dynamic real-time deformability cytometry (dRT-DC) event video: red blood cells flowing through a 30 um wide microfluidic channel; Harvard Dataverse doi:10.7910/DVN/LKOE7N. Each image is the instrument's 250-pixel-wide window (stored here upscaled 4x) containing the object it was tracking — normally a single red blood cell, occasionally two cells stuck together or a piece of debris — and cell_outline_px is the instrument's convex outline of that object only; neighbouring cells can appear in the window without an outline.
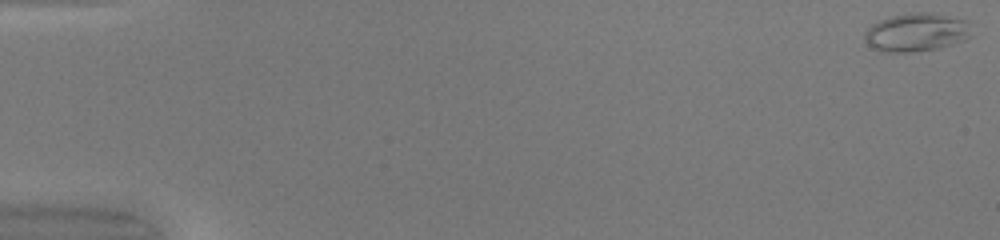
{"species": "common noctule bat (a hibernating species)", "species_latin": "Nyctalus noctula", "temperature_condition": "warm", "stored_images_in_passage": 50, "camera_frame_rate_fps": 3000, "um_per_image_px": 0.085, "animal": {"sex": "female", "body_mass_g": 20.0, "forearm_length_mm": 54.0}, "frame": {"image": 1, "passage_image": 1, "time_ms": 0.0, "image_size_px": [1000, 240], "cell_outline_px": [[968, 36], [964, 40], [940, 48], [912, 52], [884, 52], [868, 44], [864, 40], [864, 32], [872, 24], [880, 20], [892, 16], [912, 12], [932, 12], [968, 20]], "centroid_in_image_um": [77.87, 2.74], "position_along_channel_um": 7.1, "area_um2": 23.76}}
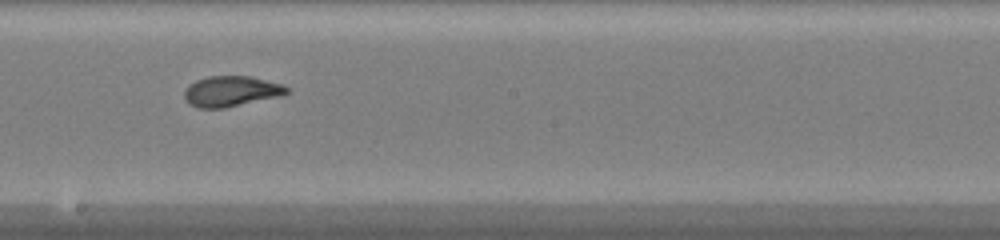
{"frame": {"image": 2, "passage_image": 29, "time_ms": 9.333, "image_size_px": [1000, 240], "cell_outline_px": [[288, 92], [284, 96], [224, 108], [196, 108], [188, 104], [184, 96], [184, 92], [188, 84], [196, 80], [208, 76], [248, 76], [280, 84], [288, 88]], "centroid_in_image_um": [19.62, 7.77], "position_along_channel_um": 228.6, "area_um2": 18.32}}
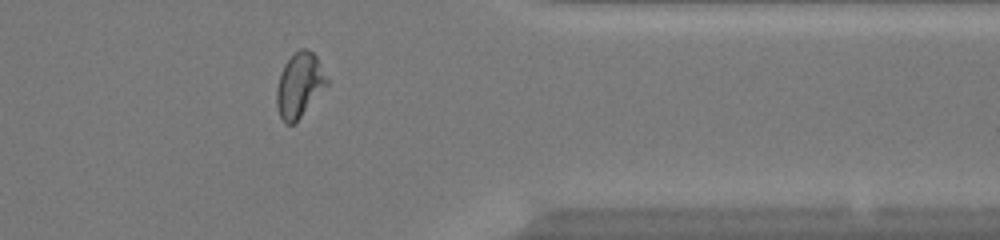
{"frame": {"image": 3, "passage_image": 41, "time_ms": 13.333, "image_size_px": [1000, 240], "cell_outline_px": [[328, 84], [296, 124], [284, 124], [280, 116], [276, 104], [276, 88], [280, 72], [284, 64], [300, 48], [308, 48], [316, 56], [328, 80]], "centroid_in_image_um": [25.44, 7.27], "position_along_channel_um": 386.0, "area_um2": 19.02}, "authors_computed_cell_mechanics": {"area_um2": 19.1029, "velocity_mm_per_s": 4.2221, "shape_relaxation_time_tau1_ms": 9.2864, "shape_relaxation_time_tau2_ms": 1.3445, "deformation_change_tau1": 0.2616, "deformation_change_tau2": 0.0614}}